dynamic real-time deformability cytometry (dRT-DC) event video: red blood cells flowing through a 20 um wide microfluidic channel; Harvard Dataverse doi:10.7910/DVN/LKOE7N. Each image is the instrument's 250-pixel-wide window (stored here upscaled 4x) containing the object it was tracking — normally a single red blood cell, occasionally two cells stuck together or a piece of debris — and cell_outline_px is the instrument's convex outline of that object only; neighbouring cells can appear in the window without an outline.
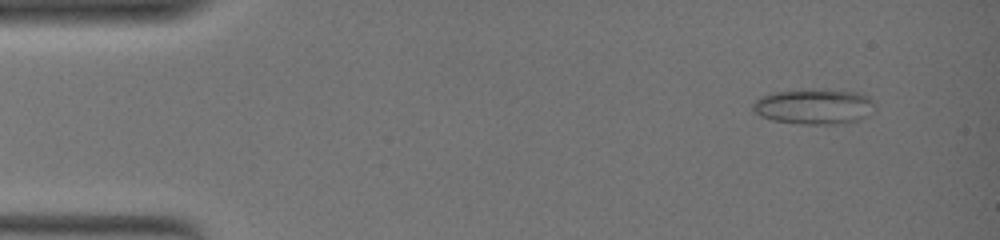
{"species": "common noctule bat (a hibernating species)", "species_latin": "Nyctalus noctula", "temperature_condition": "warm", "stored_images_in_passage": 27, "camera_frame_rate_fps": 3000, "um_per_image_px": 0.085, "animal": {"sex": "female", "body_mass_g": 19.0, "forearm_length_mm": 51.5}, "frame": {"image": 1, "passage_image": 4, "time_ms": 2.0, "image_size_px": [1000, 240], "cell_outline_px": [[876, 108], [868, 116], [848, 124], [804, 124], [772, 120], [760, 116], [752, 108], [752, 104], [760, 96], [772, 92], [812, 88], [824, 88], [860, 92], [876, 100]], "centroid_in_image_um": [69.27, 9.03], "position_along_channel_um": 15.7, "area_um2": 26.07}}
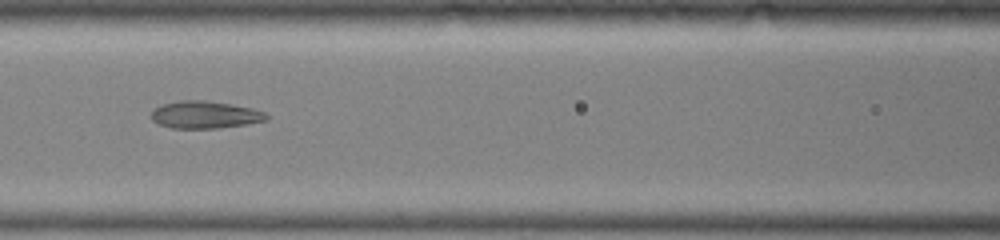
{"frame": {"image": 2, "passage_image": 21, "time_ms": 10.667, "image_size_px": [1000, 240], "cell_outline_px": [[268, 120], [244, 124], [216, 128], [172, 128], [156, 124], [152, 120], [152, 112], [160, 104], [180, 100], [204, 100], [232, 104], [252, 108], [264, 112], [268, 116]], "centroid_in_image_um": [17.39, 9.75], "position_along_channel_um": 149.2, "area_um2": 18.32}}
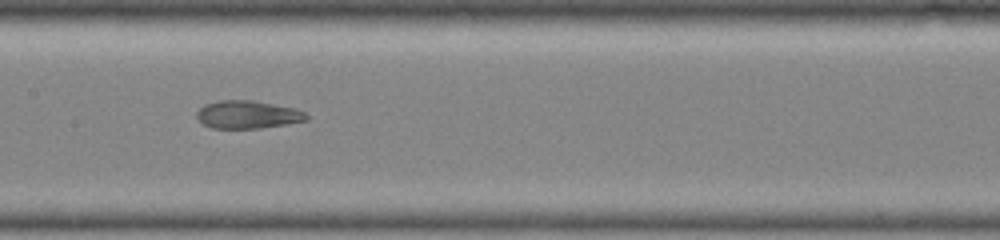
{"frame": {"image": 3, "passage_image": 24, "time_ms": 12.0, "image_size_px": [1000, 240], "cell_outline_px": [[308, 120], [288, 124], [260, 128], [212, 128], [204, 124], [196, 116], [196, 112], [204, 104], [220, 100], [252, 100], [296, 108], [304, 112], [308, 116]], "centroid_in_image_um": [21.06, 9.73], "position_along_channel_um": 186.3, "area_um2": 17.86}}